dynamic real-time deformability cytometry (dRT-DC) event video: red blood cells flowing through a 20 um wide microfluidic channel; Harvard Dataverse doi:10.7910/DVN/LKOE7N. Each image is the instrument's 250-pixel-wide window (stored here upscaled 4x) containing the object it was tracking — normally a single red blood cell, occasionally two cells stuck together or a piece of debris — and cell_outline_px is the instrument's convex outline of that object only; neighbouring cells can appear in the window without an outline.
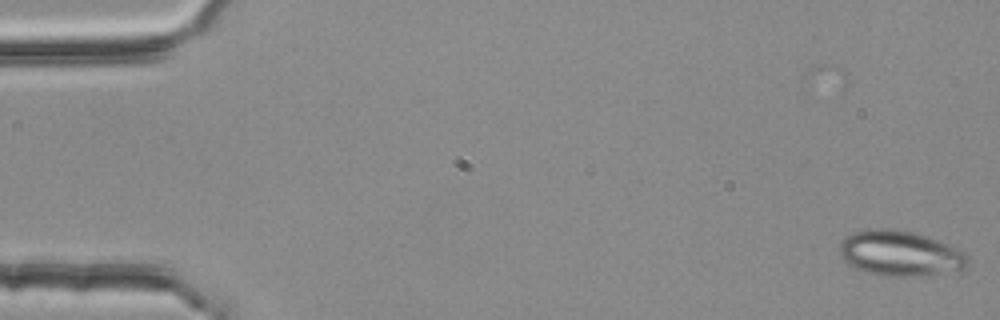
{"species": "common noctule bat (a hibernating species)", "species_latin": "Nyctalus noctula", "temperature_condition": "room temperature", "stored_images_in_passage": 53, "camera_frame_rate_fps": 3000, "um_per_image_px": 0.085, "animal": {"sex": "female", "body_mass_g": 25.1}, "frame": {"image": 1, "passage_image": 1, "time_ms": 0.0, "image_size_px": [1000, 320], "cell_outline_px": [[972, 260], [968, 268], [916, 276], [884, 276], [868, 272], [856, 268], [848, 264], [840, 256], [840, 244], [848, 236], [856, 232], [876, 228], [892, 228], [912, 232], [928, 236], [948, 244], [964, 252]], "centroid_in_image_um": [76.56, 21.54], "position_along_channel_um": 8.4, "area_um2": 33.7}}
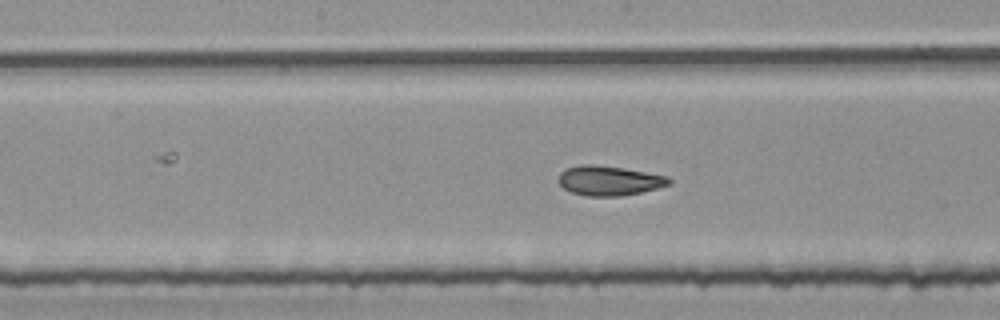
{"frame": {"image": 2, "passage_image": 28, "time_ms": 9.0, "image_size_px": [1000, 320], "cell_outline_px": [[672, 184], [640, 192], [620, 196], [588, 196], [572, 192], [564, 188], [560, 184], [560, 172], [568, 168], [580, 164], [592, 164], [624, 168], [668, 176], [672, 180]], "centroid_in_image_um": [51.81, 15.35], "position_along_channel_um": 196.4, "area_um2": 18.96}}
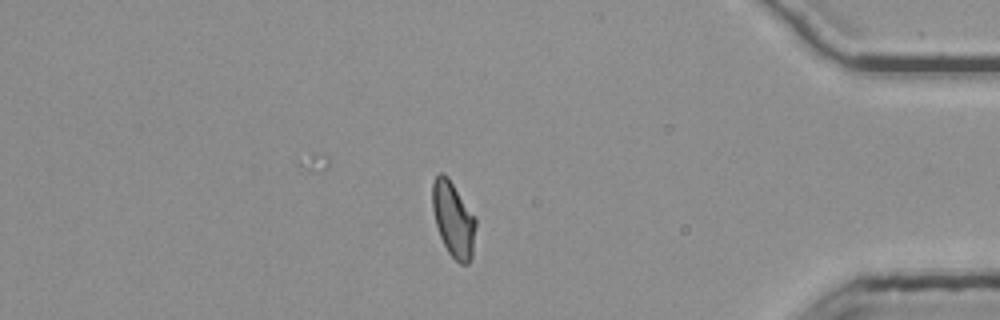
{"frame": {"image": 3, "passage_image": 47, "time_ms": 15.333, "image_size_px": [1000, 320], "cell_outline_px": [[476, 224], [472, 256], [468, 264], [460, 264], [448, 252], [440, 236], [436, 224], [432, 208], [432, 184], [436, 176], [440, 172], [444, 172], [448, 176], [476, 216]], "centroid_in_image_um": [38.54, 18.61], "position_along_channel_um": 396.7, "area_um2": 19.19}, "authors_computed_cell_mechanics": {"area_um2": 19.3052, "velocity_mm_per_s": 3.7344, "shape_relaxation_time_tau1_ms": 10.4202, "shape_relaxation_time_tau2_ms": 1.4888, "deformation_change_tau1": 0.1981, "deformation_change_tau2": 0.0591}}